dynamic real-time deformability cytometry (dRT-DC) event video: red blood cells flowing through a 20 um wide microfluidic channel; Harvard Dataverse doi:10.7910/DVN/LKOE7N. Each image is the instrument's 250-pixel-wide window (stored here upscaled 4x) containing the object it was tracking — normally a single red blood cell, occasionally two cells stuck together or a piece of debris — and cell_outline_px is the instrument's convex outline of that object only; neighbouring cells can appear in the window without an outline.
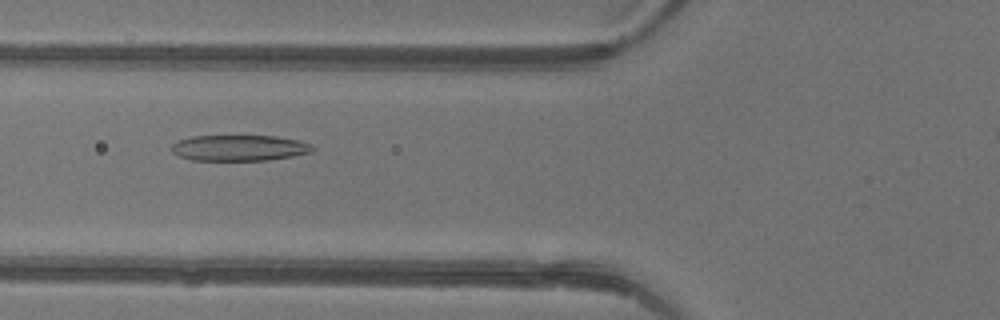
{"species": "common noctule bat (a hibernating species)", "species_latin": "Nyctalus noctula", "temperature_condition": "warm", "stored_images_in_passage": 29, "camera_frame_rate_fps": 3000, "um_per_image_px": 0.085, "animal": {"sex": "female"}, "frame": {"image": 1, "passage_image": 4, "time_ms": 1.0, "image_size_px": [1000, 320], "cell_outline_px": [[316, 148], [312, 152], [292, 156], [268, 160], [192, 160], [180, 156], [172, 152], [172, 144], [176, 140], [192, 136], [276, 136], [300, 140], [312, 144]], "centroid_in_image_um": [20.37, 12.56], "position_along_channel_um": 105.4, "area_um2": 21.39}}
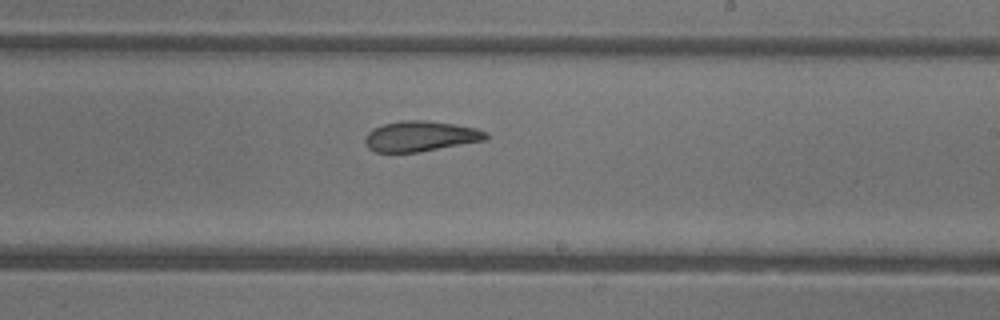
{"frame": {"image": 2, "passage_image": 14, "time_ms": 4.333, "image_size_px": [1000, 320], "cell_outline_px": [[488, 140], [420, 152], [376, 152], [368, 148], [364, 144], [364, 136], [372, 128], [384, 124], [400, 120], [424, 120], [452, 124], [476, 128], [488, 132]], "centroid_in_image_um": [35.73, 11.59], "position_along_channel_um": 253.3, "area_um2": 21.68}}
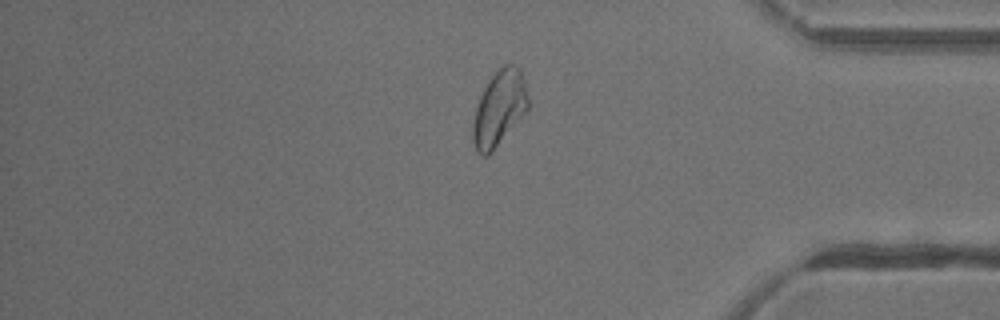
{"frame": {"image": 3, "passage_image": 25, "time_ms": 8.0, "image_size_px": [1000, 320], "cell_outline_px": [[528, 108], [492, 152], [488, 156], [480, 156], [476, 152], [472, 140], [472, 124], [476, 108], [480, 96], [488, 80], [504, 64], [516, 64], [520, 68], [524, 80], [528, 96]], "centroid_in_image_um": [42.41, 9.22], "position_along_channel_um": 392.8, "area_um2": 24.1}}